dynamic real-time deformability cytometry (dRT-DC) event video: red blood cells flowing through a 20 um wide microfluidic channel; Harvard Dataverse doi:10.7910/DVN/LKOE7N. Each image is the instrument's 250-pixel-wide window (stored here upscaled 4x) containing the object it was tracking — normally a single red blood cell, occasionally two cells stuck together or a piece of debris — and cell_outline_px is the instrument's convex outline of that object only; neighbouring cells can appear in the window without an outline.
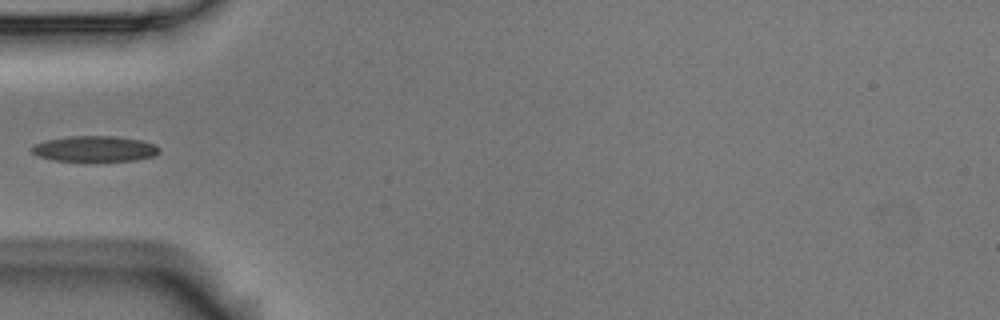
{"species": "Egyptian fruit bat (a non-hibernating species)", "species_latin": "Rousettus aegyptiacus", "temperature_condition": "room temperature", "stored_images_in_passage": 5, "camera_frame_rate_fps": 3000, "um_per_image_px": 0.085, "animal": {"sex": "male"}, "frame": {"image": 1, "passage_image": 1, "time_ms": 0.0, "image_size_px": [1000, 320], "cell_outline_px": [[160, 152], [152, 156], [136, 160], [52, 160], [36, 156], [28, 148], [44, 140], [68, 136], [116, 136], [140, 140], [156, 144], [160, 148]], "centroid_in_image_um": [8.02, 12.63], "position_along_channel_um": 77.0, "area_um2": 19.02}}